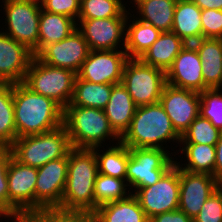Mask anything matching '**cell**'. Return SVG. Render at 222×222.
<instances>
[{
	"instance_id": "obj_1",
	"label": "cell",
	"mask_w": 222,
	"mask_h": 222,
	"mask_svg": "<svg viewBox=\"0 0 222 222\" xmlns=\"http://www.w3.org/2000/svg\"><path fill=\"white\" fill-rule=\"evenodd\" d=\"M180 141L181 136L174 129L160 102L137 107L129 128L120 137V142L129 148H171L174 157Z\"/></svg>"
},
{
	"instance_id": "obj_2",
	"label": "cell",
	"mask_w": 222,
	"mask_h": 222,
	"mask_svg": "<svg viewBox=\"0 0 222 222\" xmlns=\"http://www.w3.org/2000/svg\"><path fill=\"white\" fill-rule=\"evenodd\" d=\"M13 103L17 138L50 132L63 125V108L23 83L13 84Z\"/></svg>"
},
{
	"instance_id": "obj_3",
	"label": "cell",
	"mask_w": 222,
	"mask_h": 222,
	"mask_svg": "<svg viewBox=\"0 0 222 222\" xmlns=\"http://www.w3.org/2000/svg\"><path fill=\"white\" fill-rule=\"evenodd\" d=\"M97 174L98 163L94 149L72 147L68 153L67 180L58 207L94 212V184Z\"/></svg>"
},
{
	"instance_id": "obj_4",
	"label": "cell",
	"mask_w": 222,
	"mask_h": 222,
	"mask_svg": "<svg viewBox=\"0 0 222 222\" xmlns=\"http://www.w3.org/2000/svg\"><path fill=\"white\" fill-rule=\"evenodd\" d=\"M63 126L74 148L93 149L120 142L102 109L68 105L63 109Z\"/></svg>"
},
{
	"instance_id": "obj_5",
	"label": "cell",
	"mask_w": 222,
	"mask_h": 222,
	"mask_svg": "<svg viewBox=\"0 0 222 222\" xmlns=\"http://www.w3.org/2000/svg\"><path fill=\"white\" fill-rule=\"evenodd\" d=\"M10 148L17 161L39 168L49 161L65 157L72 146L62 125L50 132L18 137Z\"/></svg>"
},
{
	"instance_id": "obj_6",
	"label": "cell",
	"mask_w": 222,
	"mask_h": 222,
	"mask_svg": "<svg viewBox=\"0 0 222 222\" xmlns=\"http://www.w3.org/2000/svg\"><path fill=\"white\" fill-rule=\"evenodd\" d=\"M0 3V17L3 15L0 19V30L36 56L41 5L25 0H0Z\"/></svg>"
},
{
	"instance_id": "obj_7",
	"label": "cell",
	"mask_w": 222,
	"mask_h": 222,
	"mask_svg": "<svg viewBox=\"0 0 222 222\" xmlns=\"http://www.w3.org/2000/svg\"><path fill=\"white\" fill-rule=\"evenodd\" d=\"M75 78L72 70L45 64L34 56L23 84L34 93L52 98L64 109L71 102Z\"/></svg>"
},
{
	"instance_id": "obj_8",
	"label": "cell",
	"mask_w": 222,
	"mask_h": 222,
	"mask_svg": "<svg viewBox=\"0 0 222 222\" xmlns=\"http://www.w3.org/2000/svg\"><path fill=\"white\" fill-rule=\"evenodd\" d=\"M171 151L159 148H129L126 182L131 193L154 185L175 163Z\"/></svg>"
},
{
	"instance_id": "obj_9",
	"label": "cell",
	"mask_w": 222,
	"mask_h": 222,
	"mask_svg": "<svg viewBox=\"0 0 222 222\" xmlns=\"http://www.w3.org/2000/svg\"><path fill=\"white\" fill-rule=\"evenodd\" d=\"M135 105L159 103L166 81L163 70L143 63L140 59H128L123 69L121 82Z\"/></svg>"
},
{
	"instance_id": "obj_10",
	"label": "cell",
	"mask_w": 222,
	"mask_h": 222,
	"mask_svg": "<svg viewBox=\"0 0 222 222\" xmlns=\"http://www.w3.org/2000/svg\"><path fill=\"white\" fill-rule=\"evenodd\" d=\"M179 193L180 168L175 163L154 185L132 192L149 220L158 214L177 210Z\"/></svg>"
},
{
	"instance_id": "obj_11",
	"label": "cell",
	"mask_w": 222,
	"mask_h": 222,
	"mask_svg": "<svg viewBox=\"0 0 222 222\" xmlns=\"http://www.w3.org/2000/svg\"><path fill=\"white\" fill-rule=\"evenodd\" d=\"M128 17L78 19L77 29L90 50H125Z\"/></svg>"
},
{
	"instance_id": "obj_12",
	"label": "cell",
	"mask_w": 222,
	"mask_h": 222,
	"mask_svg": "<svg viewBox=\"0 0 222 222\" xmlns=\"http://www.w3.org/2000/svg\"><path fill=\"white\" fill-rule=\"evenodd\" d=\"M9 215L35 212L37 168L12 157L8 168Z\"/></svg>"
},
{
	"instance_id": "obj_13",
	"label": "cell",
	"mask_w": 222,
	"mask_h": 222,
	"mask_svg": "<svg viewBox=\"0 0 222 222\" xmlns=\"http://www.w3.org/2000/svg\"><path fill=\"white\" fill-rule=\"evenodd\" d=\"M128 59L125 50H90L76 75L93 83L118 84Z\"/></svg>"
},
{
	"instance_id": "obj_14",
	"label": "cell",
	"mask_w": 222,
	"mask_h": 222,
	"mask_svg": "<svg viewBox=\"0 0 222 222\" xmlns=\"http://www.w3.org/2000/svg\"><path fill=\"white\" fill-rule=\"evenodd\" d=\"M68 154L37 168L35 212L61 204L67 180Z\"/></svg>"
},
{
	"instance_id": "obj_15",
	"label": "cell",
	"mask_w": 222,
	"mask_h": 222,
	"mask_svg": "<svg viewBox=\"0 0 222 222\" xmlns=\"http://www.w3.org/2000/svg\"><path fill=\"white\" fill-rule=\"evenodd\" d=\"M159 102L180 136L199 115L200 94L192 90L166 84Z\"/></svg>"
},
{
	"instance_id": "obj_16",
	"label": "cell",
	"mask_w": 222,
	"mask_h": 222,
	"mask_svg": "<svg viewBox=\"0 0 222 222\" xmlns=\"http://www.w3.org/2000/svg\"><path fill=\"white\" fill-rule=\"evenodd\" d=\"M89 51L87 41L76 29L67 38L45 46L36 57L45 64L70 69L77 74Z\"/></svg>"
},
{
	"instance_id": "obj_17",
	"label": "cell",
	"mask_w": 222,
	"mask_h": 222,
	"mask_svg": "<svg viewBox=\"0 0 222 222\" xmlns=\"http://www.w3.org/2000/svg\"><path fill=\"white\" fill-rule=\"evenodd\" d=\"M202 63L196 47L187 43L167 70V84L201 93L208 87L204 84Z\"/></svg>"
},
{
	"instance_id": "obj_18",
	"label": "cell",
	"mask_w": 222,
	"mask_h": 222,
	"mask_svg": "<svg viewBox=\"0 0 222 222\" xmlns=\"http://www.w3.org/2000/svg\"><path fill=\"white\" fill-rule=\"evenodd\" d=\"M219 182L206 173H192L180 169L179 206L192 220L205 201L217 190Z\"/></svg>"
},
{
	"instance_id": "obj_19",
	"label": "cell",
	"mask_w": 222,
	"mask_h": 222,
	"mask_svg": "<svg viewBox=\"0 0 222 222\" xmlns=\"http://www.w3.org/2000/svg\"><path fill=\"white\" fill-rule=\"evenodd\" d=\"M33 54L0 30V83H23Z\"/></svg>"
},
{
	"instance_id": "obj_20",
	"label": "cell",
	"mask_w": 222,
	"mask_h": 222,
	"mask_svg": "<svg viewBox=\"0 0 222 222\" xmlns=\"http://www.w3.org/2000/svg\"><path fill=\"white\" fill-rule=\"evenodd\" d=\"M176 1L177 0H130L128 6L130 12L133 13L137 19L153 25L161 32H166L171 31L173 27Z\"/></svg>"
},
{
	"instance_id": "obj_21",
	"label": "cell",
	"mask_w": 222,
	"mask_h": 222,
	"mask_svg": "<svg viewBox=\"0 0 222 222\" xmlns=\"http://www.w3.org/2000/svg\"><path fill=\"white\" fill-rule=\"evenodd\" d=\"M137 106L122 83L114 84L104 113L114 131L121 137L129 128Z\"/></svg>"
},
{
	"instance_id": "obj_22",
	"label": "cell",
	"mask_w": 222,
	"mask_h": 222,
	"mask_svg": "<svg viewBox=\"0 0 222 222\" xmlns=\"http://www.w3.org/2000/svg\"><path fill=\"white\" fill-rule=\"evenodd\" d=\"M192 44L200 56L204 84L222 88V39L201 38Z\"/></svg>"
},
{
	"instance_id": "obj_23",
	"label": "cell",
	"mask_w": 222,
	"mask_h": 222,
	"mask_svg": "<svg viewBox=\"0 0 222 222\" xmlns=\"http://www.w3.org/2000/svg\"><path fill=\"white\" fill-rule=\"evenodd\" d=\"M175 164L182 170L214 176L215 145L180 143L175 155Z\"/></svg>"
},
{
	"instance_id": "obj_24",
	"label": "cell",
	"mask_w": 222,
	"mask_h": 222,
	"mask_svg": "<svg viewBox=\"0 0 222 222\" xmlns=\"http://www.w3.org/2000/svg\"><path fill=\"white\" fill-rule=\"evenodd\" d=\"M174 32L185 43L203 38L201 9L192 0H177L173 17Z\"/></svg>"
},
{
	"instance_id": "obj_25",
	"label": "cell",
	"mask_w": 222,
	"mask_h": 222,
	"mask_svg": "<svg viewBox=\"0 0 222 222\" xmlns=\"http://www.w3.org/2000/svg\"><path fill=\"white\" fill-rule=\"evenodd\" d=\"M174 32H162L158 39L142 55L140 60L155 68L163 70L165 73L171 67L176 56L186 45Z\"/></svg>"
},
{
	"instance_id": "obj_26",
	"label": "cell",
	"mask_w": 222,
	"mask_h": 222,
	"mask_svg": "<svg viewBox=\"0 0 222 222\" xmlns=\"http://www.w3.org/2000/svg\"><path fill=\"white\" fill-rule=\"evenodd\" d=\"M162 32L137 19L129 10L126 22L125 52L130 59H140Z\"/></svg>"
},
{
	"instance_id": "obj_27",
	"label": "cell",
	"mask_w": 222,
	"mask_h": 222,
	"mask_svg": "<svg viewBox=\"0 0 222 222\" xmlns=\"http://www.w3.org/2000/svg\"><path fill=\"white\" fill-rule=\"evenodd\" d=\"M96 222H149L137 198H127L103 204L94 211Z\"/></svg>"
},
{
	"instance_id": "obj_28",
	"label": "cell",
	"mask_w": 222,
	"mask_h": 222,
	"mask_svg": "<svg viewBox=\"0 0 222 222\" xmlns=\"http://www.w3.org/2000/svg\"><path fill=\"white\" fill-rule=\"evenodd\" d=\"M76 29L74 19L41 9L37 54L48 44L67 38Z\"/></svg>"
},
{
	"instance_id": "obj_29",
	"label": "cell",
	"mask_w": 222,
	"mask_h": 222,
	"mask_svg": "<svg viewBox=\"0 0 222 222\" xmlns=\"http://www.w3.org/2000/svg\"><path fill=\"white\" fill-rule=\"evenodd\" d=\"M93 149L98 163V173L126 181L129 147L119 142L106 148L103 146Z\"/></svg>"
},
{
	"instance_id": "obj_30",
	"label": "cell",
	"mask_w": 222,
	"mask_h": 222,
	"mask_svg": "<svg viewBox=\"0 0 222 222\" xmlns=\"http://www.w3.org/2000/svg\"><path fill=\"white\" fill-rule=\"evenodd\" d=\"M113 85L85 81L76 75L73 96L69 105L103 110L109 102Z\"/></svg>"
},
{
	"instance_id": "obj_31",
	"label": "cell",
	"mask_w": 222,
	"mask_h": 222,
	"mask_svg": "<svg viewBox=\"0 0 222 222\" xmlns=\"http://www.w3.org/2000/svg\"><path fill=\"white\" fill-rule=\"evenodd\" d=\"M16 138L13 84L0 83V145L10 148Z\"/></svg>"
},
{
	"instance_id": "obj_32",
	"label": "cell",
	"mask_w": 222,
	"mask_h": 222,
	"mask_svg": "<svg viewBox=\"0 0 222 222\" xmlns=\"http://www.w3.org/2000/svg\"><path fill=\"white\" fill-rule=\"evenodd\" d=\"M129 0H82L78 19L128 17Z\"/></svg>"
},
{
	"instance_id": "obj_33",
	"label": "cell",
	"mask_w": 222,
	"mask_h": 222,
	"mask_svg": "<svg viewBox=\"0 0 222 222\" xmlns=\"http://www.w3.org/2000/svg\"><path fill=\"white\" fill-rule=\"evenodd\" d=\"M131 194L124 179L97 174L94 184L95 210L97 207L127 198Z\"/></svg>"
},
{
	"instance_id": "obj_34",
	"label": "cell",
	"mask_w": 222,
	"mask_h": 222,
	"mask_svg": "<svg viewBox=\"0 0 222 222\" xmlns=\"http://www.w3.org/2000/svg\"><path fill=\"white\" fill-rule=\"evenodd\" d=\"M221 134L207 118L198 115L182 134L180 143L216 145Z\"/></svg>"
},
{
	"instance_id": "obj_35",
	"label": "cell",
	"mask_w": 222,
	"mask_h": 222,
	"mask_svg": "<svg viewBox=\"0 0 222 222\" xmlns=\"http://www.w3.org/2000/svg\"><path fill=\"white\" fill-rule=\"evenodd\" d=\"M200 94L199 115L222 132V88H208Z\"/></svg>"
},
{
	"instance_id": "obj_36",
	"label": "cell",
	"mask_w": 222,
	"mask_h": 222,
	"mask_svg": "<svg viewBox=\"0 0 222 222\" xmlns=\"http://www.w3.org/2000/svg\"><path fill=\"white\" fill-rule=\"evenodd\" d=\"M35 213L44 222H96L94 212L84 210H65L59 207H48Z\"/></svg>"
},
{
	"instance_id": "obj_37",
	"label": "cell",
	"mask_w": 222,
	"mask_h": 222,
	"mask_svg": "<svg viewBox=\"0 0 222 222\" xmlns=\"http://www.w3.org/2000/svg\"><path fill=\"white\" fill-rule=\"evenodd\" d=\"M13 157L11 148L0 151V213L9 215L8 168Z\"/></svg>"
},
{
	"instance_id": "obj_38",
	"label": "cell",
	"mask_w": 222,
	"mask_h": 222,
	"mask_svg": "<svg viewBox=\"0 0 222 222\" xmlns=\"http://www.w3.org/2000/svg\"><path fill=\"white\" fill-rule=\"evenodd\" d=\"M193 222H222V195L218 190L205 201Z\"/></svg>"
},
{
	"instance_id": "obj_39",
	"label": "cell",
	"mask_w": 222,
	"mask_h": 222,
	"mask_svg": "<svg viewBox=\"0 0 222 222\" xmlns=\"http://www.w3.org/2000/svg\"><path fill=\"white\" fill-rule=\"evenodd\" d=\"M203 38L222 39V10H201Z\"/></svg>"
},
{
	"instance_id": "obj_40",
	"label": "cell",
	"mask_w": 222,
	"mask_h": 222,
	"mask_svg": "<svg viewBox=\"0 0 222 222\" xmlns=\"http://www.w3.org/2000/svg\"><path fill=\"white\" fill-rule=\"evenodd\" d=\"M80 0H44L41 8L51 13L62 14L76 22L80 14Z\"/></svg>"
},
{
	"instance_id": "obj_41",
	"label": "cell",
	"mask_w": 222,
	"mask_h": 222,
	"mask_svg": "<svg viewBox=\"0 0 222 222\" xmlns=\"http://www.w3.org/2000/svg\"><path fill=\"white\" fill-rule=\"evenodd\" d=\"M149 222H193V220L180 209L158 214L150 219Z\"/></svg>"
},
{
	"instance_id": "obj_42",
	"label": "cell",
	"mask_w": 222,
	"mask_h": 222,
	"mask_svg": "<svg viewBox=\"0 0 222 222\" xmlns=\"http://www.w3.org/2000/svg\"><path fill=\"white\" fill-rule=\"evenodd\" d=\"M214 177L219 183L222 182V134L215 145Z\"/></svg>"
},
{
	"instance_id": "obj_43",
	"label": "cell",
	"mask_w": 222,
	"mask_h": 222,
	"mask_svg": "<svg viewBox=\"0 0 222 222\" xmlns=\"http://www.w3.org/2000/svg\"><path fill=\"white\" fill-rule=\"evenodd\" d=\"M201 10L217 9L222 10V0H192Z\"/></svg>"
},
{
	"instance_id": "obj_44",
	"label": "cell",
	"mask_w": 222,
	"mask_h": 222,
	"mask_svg": "<svg viewBox=\"0 0 222 222\" xmlns=\"http://www.w3.org/2000/svg\"><path fill=\"white\" fill-rule=\"evenodd\" d=\"M13 222H44L35 212L19 213L13 216Z\"/></svg>"
},
{
	"instance_id": "obj_45",
	"label": "cell",
	"mask_w": 222,
	"mask_h": 222,
	"mask_svg": "<svg viewBox=\"0 0 222 222\" xmlns=\"http://www.w3.org/2000/svg\"><path fill=\"white\" fill-rule=\"evenodd\" d=\"M3 219H4V220H3ZM6 219H7V220H6ZM9 220H10V222H13V216L8 215V214L0 213V222H3V221L9 222Z\"/></svg>"
},
{
	"instance_id": "obj_46",
	"label": "cell",
	"mask_w": 222,
	"mask_h": 222,
	"mask_svg": "<svg viewBox=\"0 0 222 222\" xmlns=\"http://www.w3.org/2000/svg\"><path fill=\"white\" fill-rule=\"evenodd\" d=\"M25 1L34 2V3H37L39 5H41L44 2V0H25Z\"/></svg>"
},
{
	"instance_id": "obj_47",
	"label": "cell",
	"mask_w": 222,
	"mask_h": 222,
	"mask_svg": "<svg viewBox=\"0 0 222 222\" xmlns=\"http://www.w3.org/2000/svg\"><path fill=\"white\" fill-rule=\"evenodd\" d=\"M217 190H218V191L221 193V195H222V182H220V183L218 184Z\"/></svg>"
}]
</instances>
